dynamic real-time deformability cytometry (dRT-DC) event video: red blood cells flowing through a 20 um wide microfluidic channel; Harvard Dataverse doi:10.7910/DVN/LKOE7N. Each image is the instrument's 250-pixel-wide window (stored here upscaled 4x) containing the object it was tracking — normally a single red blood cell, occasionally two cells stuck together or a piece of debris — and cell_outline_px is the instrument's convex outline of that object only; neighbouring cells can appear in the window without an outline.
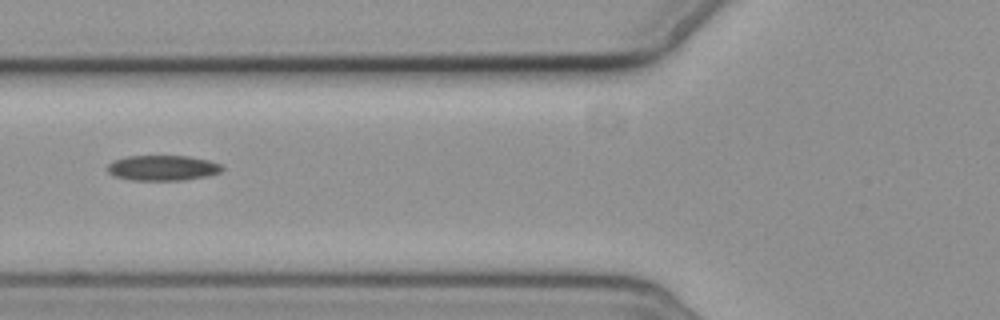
{"species": "common noctule bat (a hibernating species)", "species_latin": "Nyctalus noctula", "temperature_condition": "cold", "stored_images_in_passage": 7, "camera_frame_rate_fps": 3000, "um_per_image_px": 0.085, "animal": {"sex": "female", "body_mass_g": 19.3, "forearm_length_mm": 54.1}, "frame": {"image": 1, "passage_image": 4, "time_ms": 4.333, "image_size_px": [1000, 320], "cell_outline_px": [[224, 168], [220, 172], [208, 176], [184, 180], [132, 180], [116, 176], [108, 172], [108, 164], [112, 160], [124, 156], [188, 156], [208, 160], [224, 164]], "centroid_in_image_um": [13.85, 14.26], "position_along_channel_um": 111.9, "area_um2": 17.05}}
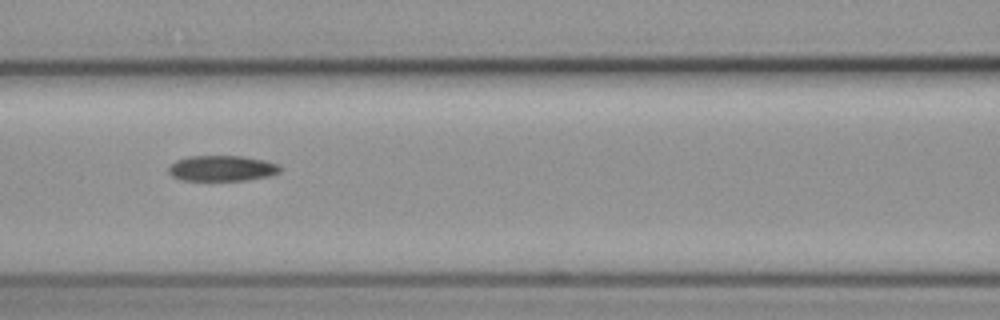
{"frame": {"image": 2, "passage_image": 5, "time_ms": 5.333, "image_size_px": [1000, 320], "cell_outline_px": [[280, 172], [268, 176], [244, 180], [180, 180], [172, 176], [168, 172], [168, 168], [176, 160], [188, 156], [244, 156], [264, 160], [280, 164]], "centroid_in_image_um": [18.86, 14.3], "position_along_channel_um": 147.7, "area_um2": 16.65}}
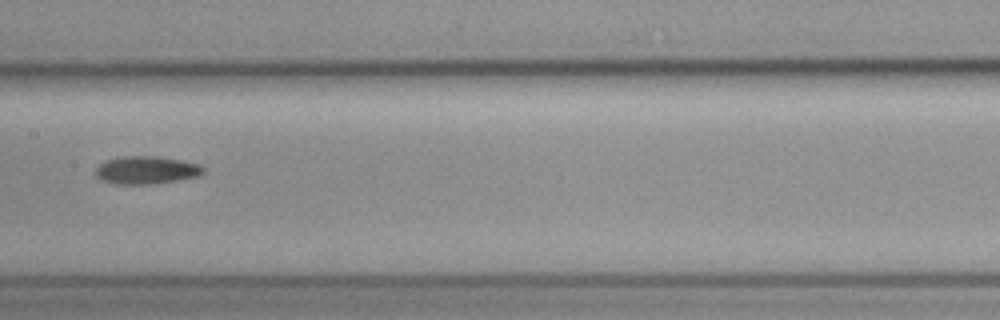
{"frame": {"image": 3, "passage_image": 6, "time_ms": 6.667, "image_size_px": [1000, 320], "cell_outline_px": [[204, 172], [196, 176], [176, 180], [152, 184], [116, 184], [100, 180], [96, 176], [96, 168], [104, 160], [124, 156], [156, 156], [180, 160], [200, 164], [204, 168]], "centroid_in_image_um": [12.4, 14.45], "position_along_channel_um": 195.0, "area_um2": 17.4}}